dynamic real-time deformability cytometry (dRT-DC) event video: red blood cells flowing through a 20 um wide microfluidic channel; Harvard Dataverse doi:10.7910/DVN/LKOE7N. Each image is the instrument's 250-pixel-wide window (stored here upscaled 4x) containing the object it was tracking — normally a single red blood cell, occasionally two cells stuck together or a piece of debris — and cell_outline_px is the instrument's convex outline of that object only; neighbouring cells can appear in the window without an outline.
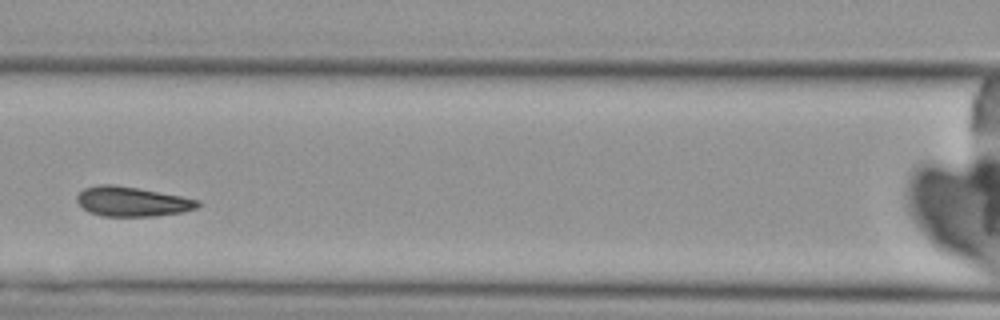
{"species": "Egyptian fruit bat (a non-hibernating species)", "species_latin": "Rousettus aegyptiacus", "temperature_condition": "cold", "stored_images_in_passage": 3, "camera_frame_rate_fps": 3000, "um_per_image_px": 0.085, "animal": {"sex": "female"}, "frame": {"image": 1, "passage_image": 3, "time_ms": 2.333, "image_size_px": [1000, 320], "cell_outline_px": [[200, 204], [196, 208], [180, 212], [156, 216], [100, 216], [88, 212], [76, 200], [76, 196], [84, 188], [100, 184], [112, 184], [140, 188], [200, 200]], "centroid_in_image_um": [11.2, 17.13], "position_along_channel_um": 155.4, "area_um2": 20.87}}